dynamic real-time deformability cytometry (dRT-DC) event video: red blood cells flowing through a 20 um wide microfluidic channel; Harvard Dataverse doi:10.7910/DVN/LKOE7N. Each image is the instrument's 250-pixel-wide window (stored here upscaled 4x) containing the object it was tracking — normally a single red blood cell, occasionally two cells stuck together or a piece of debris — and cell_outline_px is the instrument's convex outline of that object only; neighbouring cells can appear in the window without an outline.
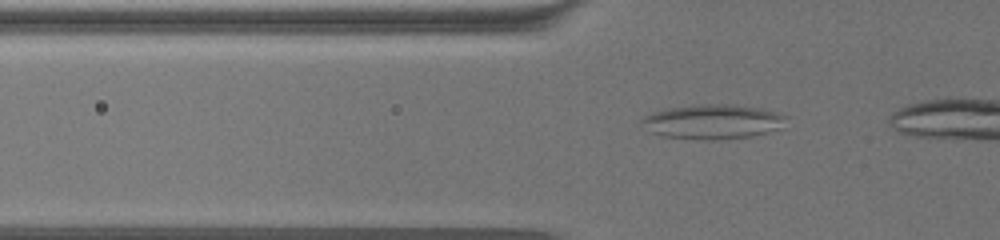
{"species": "common noctule bat (a hibernating species)", "species_latin": "Nyctalus noctula", "temperature_condition": "warm", "stored_images_in_passage": 20, "camera_frame_rate_fps": 3000, "um_per_image_px": 0.085, "animal": {"sex": "female", "body_mass_g": 19.5, "forearm_length_mm": 54.1}, "frame": {"image": 1, "passage_image": 5, "time_ms": 1.333, "image_size_px": [1000, 240], "cell_outline_px": [[788, 116], [784, 128], [752, 136], [712, 140], [708, 140], [660, 136], [648, 132], [640, 124], [640, 120], [644, 116], [652, 112], [668, 108], [700, 104], [732, 104], [760, 108], [776, 112]], "centroid_in_image_um": [60.57, 10.35], "position_along_channel_um": 65.2, "area_um2": 29.54}}
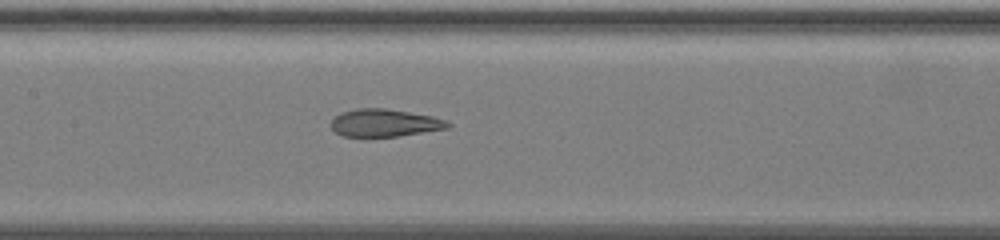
{"frame": {"image": 2, "passage_image": 16, "time_ms": 5.0, "image_size_px": [1000, 240], "cell_outline_px": [[452, 124], [448, 128], [400, 136], [340, 136], [332, 128], [332, 120], [340, 112], [356, 108], [384, 108], [432, 116], [448, 120]], "centroid_in_image_um": [32.71, 10.44], "position_along_channel_um": 174.7, "area_um2": 18.73}}
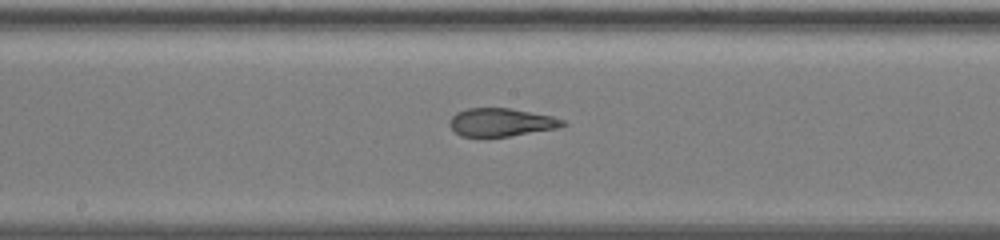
{"frame": {"image": 3, "passage_image": 19, "time_ms": 6.0, "image_size_px": [1000, 240], "cell_outline_px": [[568, 124], [560, 128], [508, 136], [460, 136], [448, 124], [448, 120], [456, 112], [468, 108], [508, 108], [552, 116], [564, 120]], "centroid_in_image_um": [42.6, 10.39], "position_along_channel_um": 205.6, "area_um2": 18.5}}